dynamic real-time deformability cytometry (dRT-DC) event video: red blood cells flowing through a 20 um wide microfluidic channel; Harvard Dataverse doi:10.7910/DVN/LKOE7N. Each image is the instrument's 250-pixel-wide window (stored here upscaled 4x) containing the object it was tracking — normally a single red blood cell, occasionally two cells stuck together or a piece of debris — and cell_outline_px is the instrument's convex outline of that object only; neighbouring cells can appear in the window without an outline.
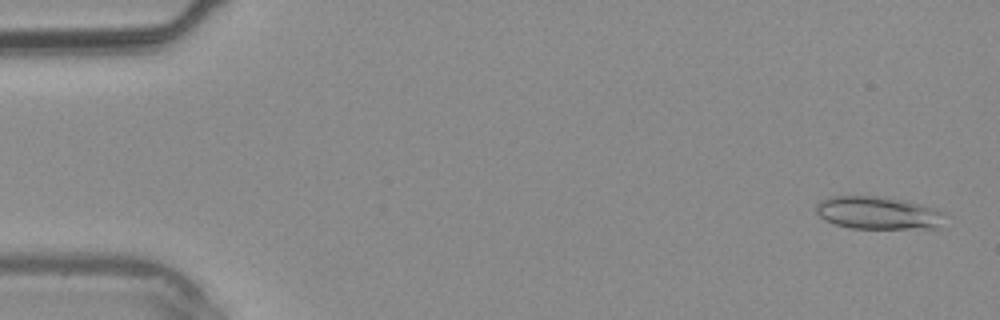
{"species": "common noctule bat (a hibernating species)", "species_latin": "Nyctalus noctula", "temperature_condition": "warm", "stored_images_in_passage": 40, "camera_frame_rate_fps": 3000, "um_per_image_px": 0.085, "animal": {"sex": "male", "body_mass_g": 20.4}, "frame": {"image": 1, "passage_image": 1, "time_ms": 0.0, "image_size_px": [1000, 320], "cell_outline_px": [[948, 212], [936, 228], [852, 228], [832, 224], [824, 220], [816, 212], [816, 204], [820, 200], [832, 196], [884, 196], [904, 200], [936, 208]], "centroid_in_image_um": [74.63, 18.08], "position_along_channel_um": 10.4, "area_um2": 24.8}}